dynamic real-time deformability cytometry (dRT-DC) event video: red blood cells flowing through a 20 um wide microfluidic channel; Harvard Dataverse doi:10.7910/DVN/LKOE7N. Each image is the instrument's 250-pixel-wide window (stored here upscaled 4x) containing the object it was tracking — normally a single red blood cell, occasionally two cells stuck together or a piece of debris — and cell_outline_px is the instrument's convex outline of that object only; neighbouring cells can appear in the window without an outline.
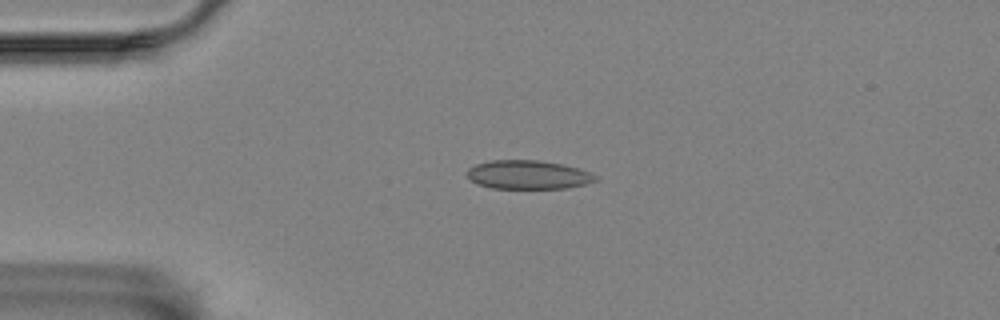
{"species": "Egyptian fruit bat (a non-hibernating species)", "species_latin": "Rousettus aegyptiacus", "temperature_condition": "room temperature", "stored_images_in_passage": 44, "camera_frame_rate_fps": 3000, "um_per_image_px": 0.085, "animal": {"sex": "female"}, "frame": {"image": 1, "passage_image": 1, "time_ms": 0.0, "image_size_px": [1000, 320], "cell_outline_px": [[600, 180], [568, 188], [492, 188], [476, 184], [468, 176], [468, 168], [476, 164], [492, 160], [540, 160], [564, 164], [580, 168], [596, 176]], "centroid_in_image_um": [44.92, 14.85], "position_along_channel_um": 40.1, "area_um2": 21.56}}
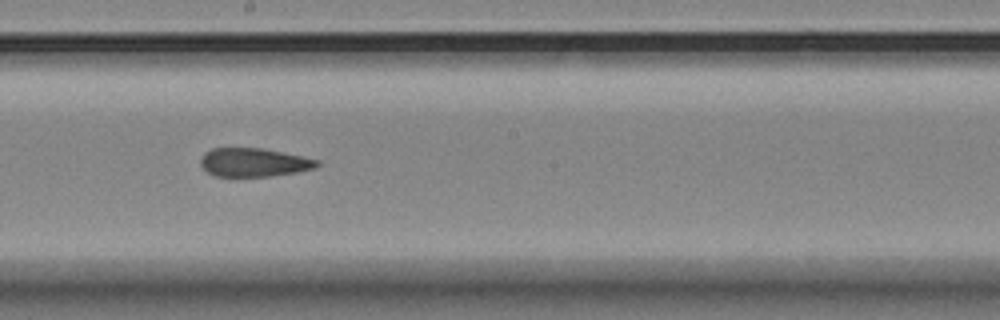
{"frame": {"image": 2, "passage_image": 19, "time_ms": 6.0, "image_size_px": [1000, 320], "cell_outline_px": [[320, 164], [316, 168], [296, 172], [272, 176], [216, 176], [208, 172], [200, 164], [200, 160], [204, 152], [212, 148], [264, 148], [304, 156], [320, 160]], "centroid_in_image_um": [21.61, 13.79], "position_along_channel_um": 226.6, "area_um2": 19.54}}
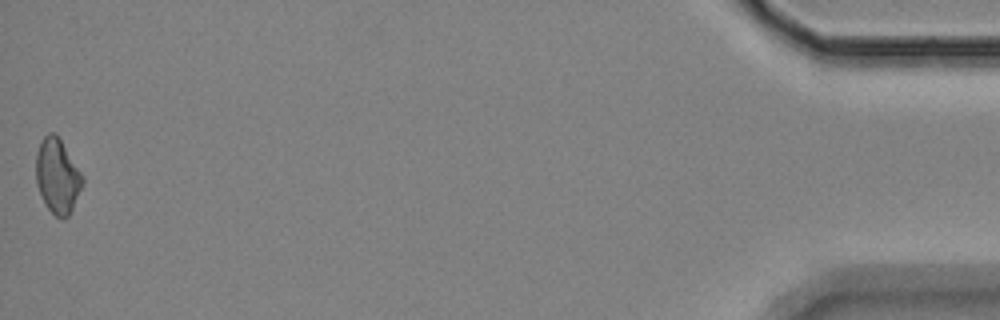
{"frame": {"image": 3, "passage_image": 44, "time_ms": 14.333, "image_size_px": [1000, 320], "cell_outline_px": [[84, 184], [68, 216], [64, 220], [60, 220], [48, 208], [36, 184], [36, 152], [40, 140], [48, 132], [56, 132], [84, 176]], "centroid_in_image_um": [4.89, 14.93], "position_along_channel_um": 430.3, "area_um2": 20.46}, "authors_computed_cell_mechanics": {"area_um2": 20.2878, "velocity_mm_per_s": 3.5458, "shape_relaxation_time_tau1_ms": null, "shape_relaxation_time_tau2_ms": 3.5454, "deformation_change_tau1": null, "deformation_change_tau2": 0.1044}}